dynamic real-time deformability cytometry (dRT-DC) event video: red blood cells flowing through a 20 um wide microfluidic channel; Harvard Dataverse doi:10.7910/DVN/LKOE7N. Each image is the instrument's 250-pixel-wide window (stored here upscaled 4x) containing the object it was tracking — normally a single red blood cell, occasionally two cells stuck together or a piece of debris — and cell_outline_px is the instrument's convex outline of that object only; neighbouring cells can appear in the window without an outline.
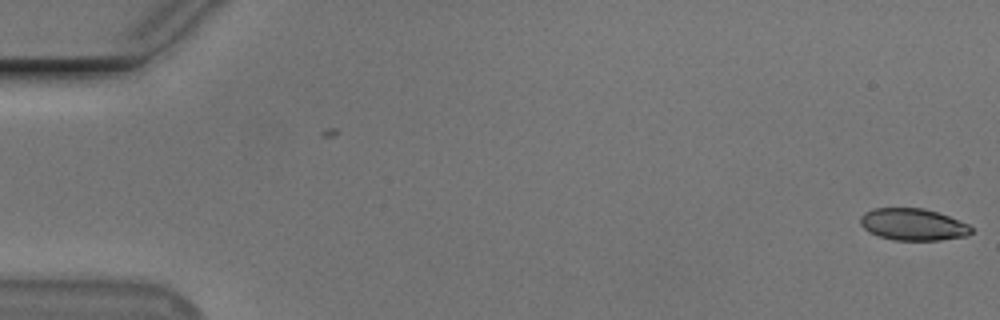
{"species": "Egyptian fruit bat (a non-hibernating species)", "species_latin": "Rousettus aegyptiacus", "temperature_condition": "cold", "stored_images_in_passage": 15, "camera_frame_rate_fps": 3000, "um_per_image_px": 0.085, "animal": {"sex": "male"}, "frame": {"image": 1, "passage_image": 1, "time_ms": 0.0, "image_size_px": [1000, 320], "cell_outline_px": [[972, 232], [968, 236], [940, 240], [892, 240], [868, 232], [860, 224], [860, 216], [864, 212], [872, 208], [924, 208], [948, 216], [968, 224], [972, 228]], "centroid_in_image_um": [77.58, 19.08], "position_along_channel_um": 7.4, "area_um2": 20.69}}